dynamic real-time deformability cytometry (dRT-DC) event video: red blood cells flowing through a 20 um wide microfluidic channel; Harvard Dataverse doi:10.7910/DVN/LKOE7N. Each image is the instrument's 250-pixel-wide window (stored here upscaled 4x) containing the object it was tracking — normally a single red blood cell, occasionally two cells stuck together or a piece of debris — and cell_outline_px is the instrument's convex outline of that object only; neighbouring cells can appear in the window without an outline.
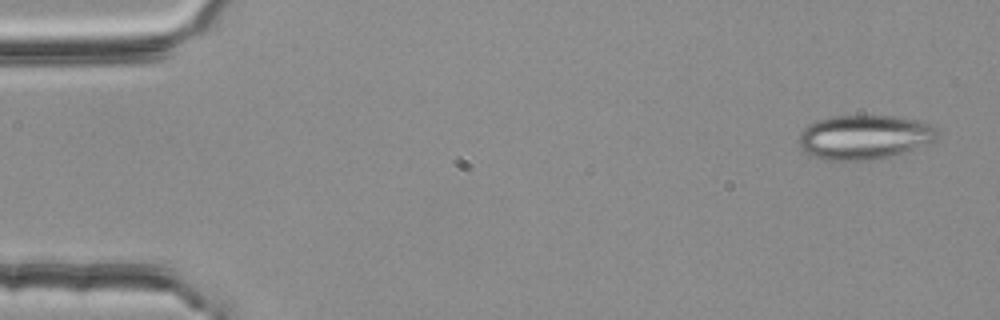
{"species": "common noctule bat (a hibernating species)", "species_latin": "Nyctalus noctula", "temperature_condition": "room temperature", "stored_images_in_passage": 5, "camera_frame_rate_fps": 3000, "um_per_image_px": 0.085, "animal": {"sex": "female", "body_mass_g": 25.1}, "frame": {"image": 1, "passage_image": 1, "time_ms": 0.0, "image_size_px": [1000, 320], "cell_outline_px": [[936, 140], [904, 152], [872, 160], [824, 160], [804, 152], [800, 148], [796, 140], [800, 132], [808, 124], [816, 120], [832, 116], [900, 116], [916, 120], [928, 124], [936, 128]], "centroid_in_image_um": [73.39, 11.65], "position_along_channel_um": 11.6, "area_um2": 35.84}}